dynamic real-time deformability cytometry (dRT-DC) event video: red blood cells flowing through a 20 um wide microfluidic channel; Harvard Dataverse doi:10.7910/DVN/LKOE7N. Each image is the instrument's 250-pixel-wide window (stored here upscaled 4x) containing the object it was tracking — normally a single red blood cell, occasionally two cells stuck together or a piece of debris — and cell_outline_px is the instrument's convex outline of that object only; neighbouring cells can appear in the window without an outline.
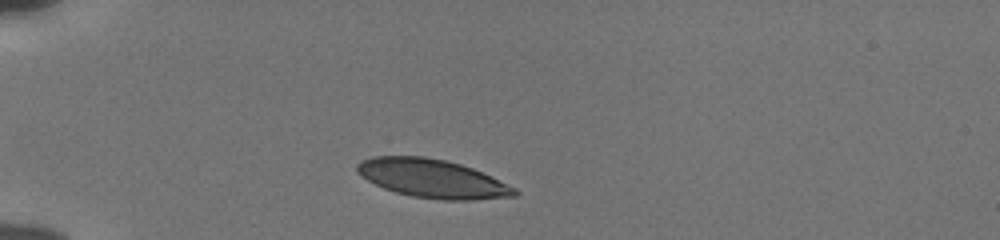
{"species": "human", "species_latin": "Homo sapiens", "temperature_condition": "cold", "stored_images_in_passage": 40, "camera_frame_rate_fps": 3000, "um_per_image_px": 0.085, "donor": {"sex": "male"}, "frame": {"image": 1, "passage_image": 1, "time_ms": 0.0, "image_size_px": [1000, 240], "cell_outline_px": [[520, 192], [516, 196], [472, 200], [440, 200], [412, 196], [396, 192], [384, 188], [360, 176], [356, 172], [356, 164], [372, 156], [424, 156], [444, 160], [460, 164], [472, 168], [516, 188]], "centroid_in_image_um": [36.74, 15.18], "position_along_channel_um": 48.3, "area_um2": 35.2}}
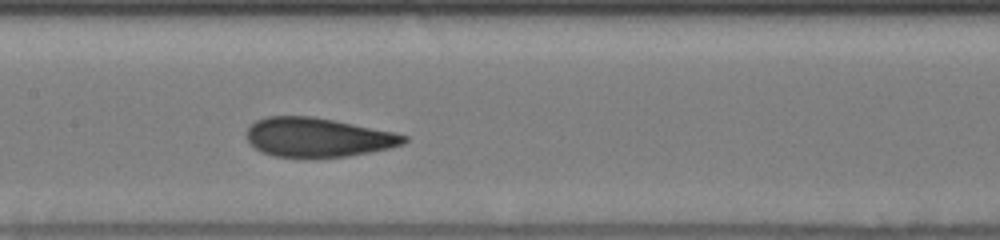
{"frame": {"image": 2, "passage_image": 14, "time_ms": 4.333, "image_size_px": [1000, 240], "cell_outline_px": [[408, 140], [404, 144], [388, 148], [348, 156], [304, 160], [272, 156], [260, 152], [248, 140], [248, 128], [256, 120], [268, 116], [312, 116], [396, 132], [408, 136]], "centroid_in_image_um": [27.01, 11.71], "position_along_channel_um": 180.4, "area_um2": 36.53}}
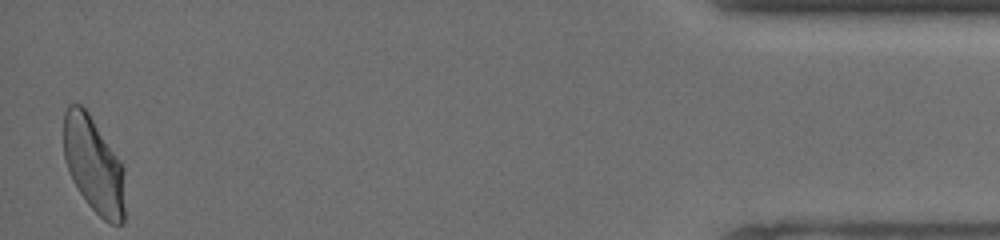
{"frame": {"image": 3, "passage_image": 39, "time_ms": 12.667, "image_size_px": [1000, 240], "cell_outline_px": [[124, 224], [108, 224], [88, 204], [72, 180], [64, 156], [64, 112], [68, 104], [80, 104], [88, 112], [120, 160], [124, 168]], "centroid_in_image_um": [7.97, 14.03], "position_along_channel_um": 427.2, "area_um2": 34.16}, "authors_computed_cell_mechanics": {"area_um2": 35.8649, "velocity_mm_per_s": 3.8271, "shape_relaxation_time_tau1_ms": 4.545, "shape_relaxation_time_tau2_ms": 1.006, "deformation_change_tau1": 0.1533, "deformation_change_tau2": 0.0539}}